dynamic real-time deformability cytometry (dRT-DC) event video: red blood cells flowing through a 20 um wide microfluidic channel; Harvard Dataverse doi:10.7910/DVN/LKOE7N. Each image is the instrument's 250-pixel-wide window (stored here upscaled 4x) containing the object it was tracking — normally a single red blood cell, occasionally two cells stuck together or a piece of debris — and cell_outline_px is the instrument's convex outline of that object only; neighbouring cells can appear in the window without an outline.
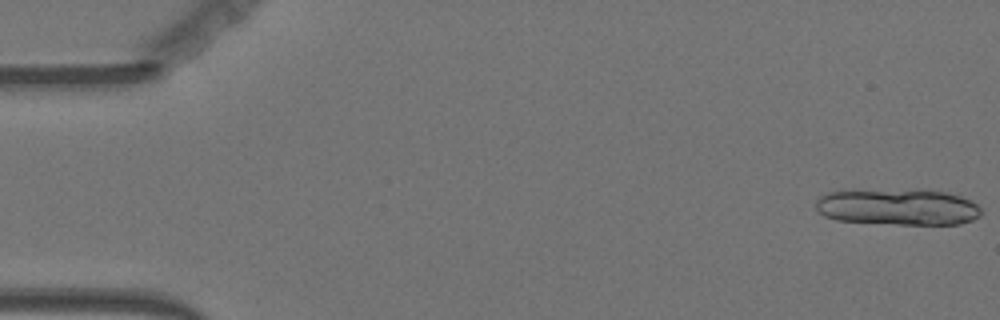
{"species": "Egyptian fruit bat (a non-hibernating species)", "species_latin": "Rousettus aegyptiacus", "temperature_condition": "warm", "stored_images_in_passage": 15, "camera_frame_rate_fps": 3000, "um_per_image_px": 0.085, "animal": {"sex": "female"}, "frame": {"image": 1, "passage_image": 1, "time_ms": 0.0, "image_size_px": [1000, 320], "cell_outline_px": [[984, 212], [980, 216], [972, 220], [960, 224], [900, 224], [836, 220], [824, 216], [816, 208], [816, 200], [820, 196], [828, 192], [856, 188], [924, 188], [948, 192], [972, 200]], "centroid_in_image_um": [76.32, 17.54], "position_along_channel_um": 8.7, "area_um2": 36.41}}